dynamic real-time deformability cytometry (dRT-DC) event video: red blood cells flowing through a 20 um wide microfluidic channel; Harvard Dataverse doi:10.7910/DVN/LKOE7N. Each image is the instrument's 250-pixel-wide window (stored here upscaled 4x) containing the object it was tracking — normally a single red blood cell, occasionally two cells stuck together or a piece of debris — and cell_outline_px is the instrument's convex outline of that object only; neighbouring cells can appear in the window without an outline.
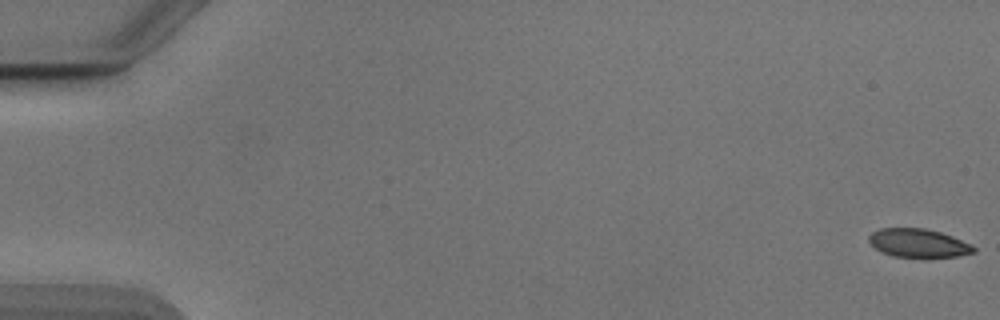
{"species": "Egyptian fruit bat (a non-hibernating species)", "species_latin": "Rousettus aegyptiacus", "temperature_condition": "cold", "stored_images_in_passage": 54, "camera_frame_rate_fps": 3000, "um_per_image_px": 0.085, "animal": {"sex": "male"}, "frame": {"image": 1, "passage_image": 1, "time_ms": 0.0, "image_size_px": [1000, 320], "cell_outline_px": [[976, 252], [956, 256], [924, 260], [892, 256], [876, 248], [868, 240], [868, 236], [872, 232], [880, 228], [924, 228], [940, 232], [952, 236], [976, 248]], "centroid_in_image_um": [78.06, 20.7], "position_along_channel_um": 6.9, "area_um2": 17.86}}
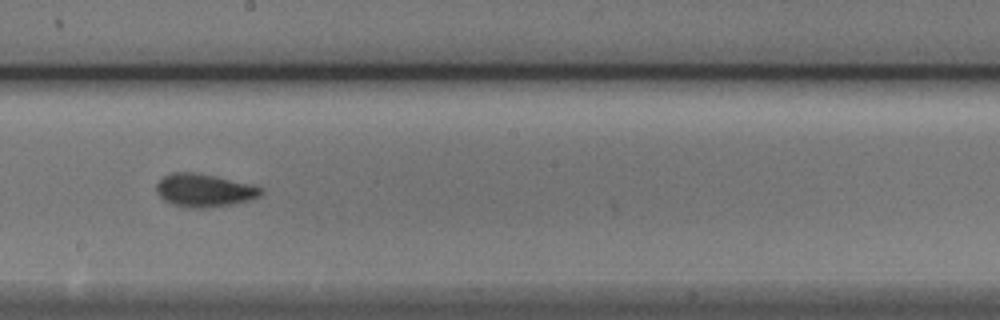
{"frame": {"image": 2, "passage_image": 31, "time_ms": 10.0, "image_size_px": [1000, 320], "cell_outline_px": [[264, 192], [260, 196], [248, 200], [232, 204], [204, 208], [192, 208], [172, 204], [164, 200], [156, 192], [156, 184], [164, 176], [172, 172], [196, 172], [256, 184], [264, 188]], "centroid_in_image_um": [17.4, 16.16], "position_along_channel_um": 230.8, "area_um2": 20.4}}
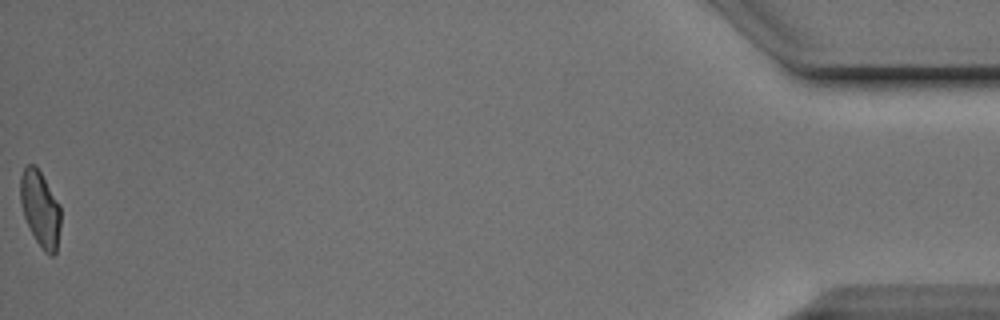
{"frame": {"image": 3, "passage_image": 54, "time_ms": 17.667, "image_size_px": [1000, 320], "cell_outline_px": [[60, 228], [56, 252], [52, 256], [44, 252], [36, 240], [24, 216], [20, 200], [20, 176], [24, 168], [28, 164], [36, 164], [60, 204]], "centroid_in_image_um": [3.43, 17.71], "position_along_channel_um": 431.8, "area_um2": 17.8}, "authors_computed_cell_mechanics": {"area_um2": 18.8139, "velocity_mm_per_s": 3.8804, "shape_relaxation_time_tau1_ms": 3.8389, "shape_relaxation_time_tau2_ms": 1.1265, "deformation_change_tau1": 0.1242, "deformation_change_tau2": 0.064}}